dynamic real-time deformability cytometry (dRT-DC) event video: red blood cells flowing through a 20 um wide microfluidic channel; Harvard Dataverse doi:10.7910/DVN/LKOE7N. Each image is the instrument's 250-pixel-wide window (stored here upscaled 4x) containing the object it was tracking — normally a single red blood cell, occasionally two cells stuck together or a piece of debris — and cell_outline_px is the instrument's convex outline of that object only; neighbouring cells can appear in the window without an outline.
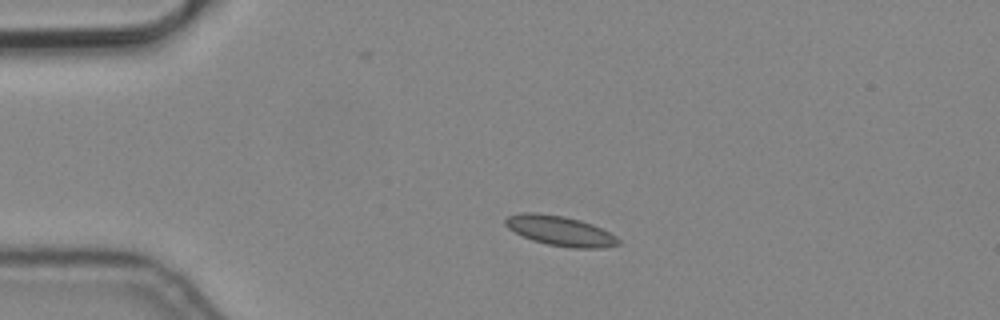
{"species": "common noctule bat (a hibernating species)", "species_latin": "Nyctalus noctula", "temperature_condition": "cold", "stored_images_in_passage": 2, "camera_frame_rate_fps": 3000, "um_per_image_px": 0.085, "animal": {"sex": "male", "body_mass_g": 19.2, "forearm_length_mm": 51.8}, "frame": {"image": 1, "passage_image": 1, "time_ms": 0.0, "image_size_px": [1000, 320], "cell_outline_px": [[620, 244], [604, 248], [572, 248], [548, 244], [532, 240], [508, 228], [504, 224], [504, 220], [508, 216], [520, 212], [536, 212], [564, 216], [580, 220], [592, 224], [616, 236], [620, 240]], "centroid_in_image_um": [47.61, 19.61], "position_along_channel_um": 37.4, "area_um2": 19.65}}